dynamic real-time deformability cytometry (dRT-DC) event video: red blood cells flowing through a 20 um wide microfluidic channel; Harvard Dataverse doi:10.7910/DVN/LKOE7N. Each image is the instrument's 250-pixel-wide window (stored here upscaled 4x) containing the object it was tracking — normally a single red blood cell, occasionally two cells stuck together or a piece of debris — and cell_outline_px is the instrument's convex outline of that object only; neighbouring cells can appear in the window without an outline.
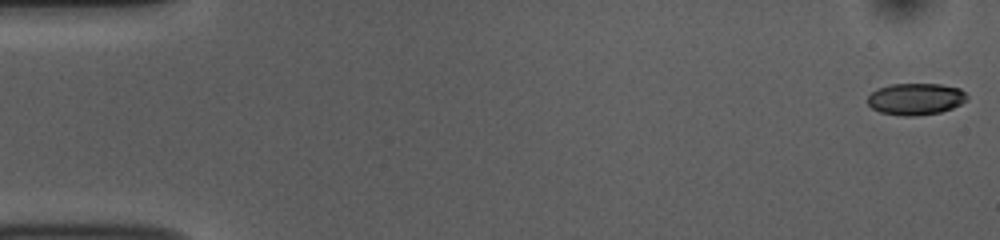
{"species": "common noctule bat (a hibernating species)", "species_latin": "Nyctalus noctula", "temperature_condition": "room temperature", "stored_images_in_passage": 53, "camera_frame_rate_fps": 3000, "um_per_image_px": 0.085, "animal": {"sex": "female", "body_mass_g": 10.0, "forearm_length_mm": 53.1}, "frame": {"image": 1, "passage_image": 1, "time_ms": 0.0, "image_size_px": [1000, 240], "cell_outline_px": [[968, 100], [952, 108], [940, 112], [912, 116], [904, 116], [880, 112], [872, 108], [868, 104], [868, 96], [872, 92], [880, 88], [892, 84], [940, 84], [960, 88], [968, 96]], "centroid_in_image_um": [77.85, 8.41], "position_along_channel_um": 7.1, "area_um2": 18.26}}
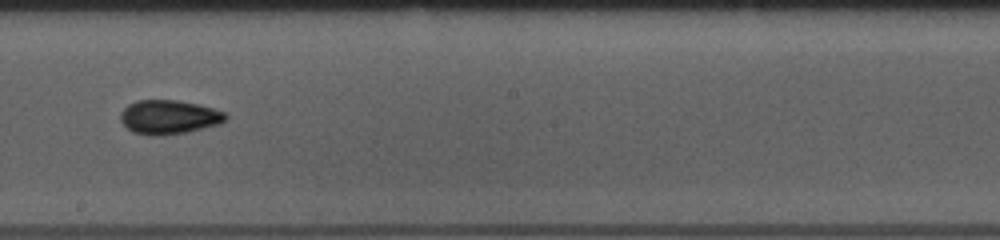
{"frame": {"image": 2, "passage_image": 30, "time_ms": 9.667, "image_size_px": [1000, 240], "cell_outline_px": [[228, 116], [220, 124], [188, 132], [164, 136], [148, 136], [132, 132], [120, 120], [120, 112], [128, 104], [136, 100], [176, 100], [196, 104], [212, 108], [224, 112]], "centroid_in_image_um": [14.33, 9.97], "position_along_channel_um": 233.9, "area_um2": 21.04}}
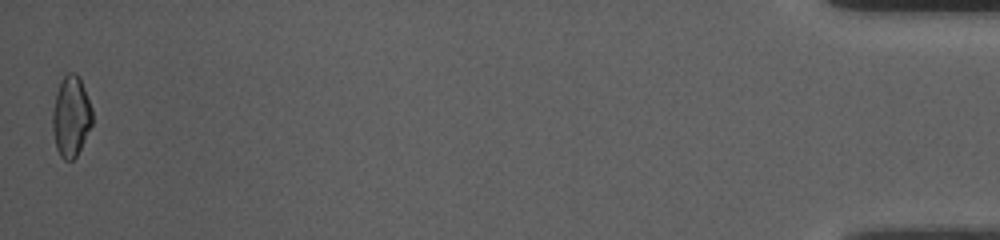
{"frame": {"image": 3, "passage_image": 53, "time_ms": 17.333, "image_size_px": [1000, 240], "cell_outline_px": [[92, 124], [76, 156], [72, 160], [64, 160], [60, 156], [56, 148], [52, 128], [52, 112], [56, 92], [64, 76], [68, 72], [76, 72], [84, 88], [92, 108]], "centroid_in_image_um": [6.02, 9.9], "position_along_channel_um": 429.2, "area_um2": 18.55}, "authors_computed_cell_mechanics": {"area_um2": 19.2474, "velocity_mm_per_s": 3.759, "shape_relaxation_time_tau1_ms": 3.9036, "shape_relaxation_time_tau2_ms": 2.7547, "deformation_change_tau1": 0.1144, "deformation_change_tau2": 0.0734}}